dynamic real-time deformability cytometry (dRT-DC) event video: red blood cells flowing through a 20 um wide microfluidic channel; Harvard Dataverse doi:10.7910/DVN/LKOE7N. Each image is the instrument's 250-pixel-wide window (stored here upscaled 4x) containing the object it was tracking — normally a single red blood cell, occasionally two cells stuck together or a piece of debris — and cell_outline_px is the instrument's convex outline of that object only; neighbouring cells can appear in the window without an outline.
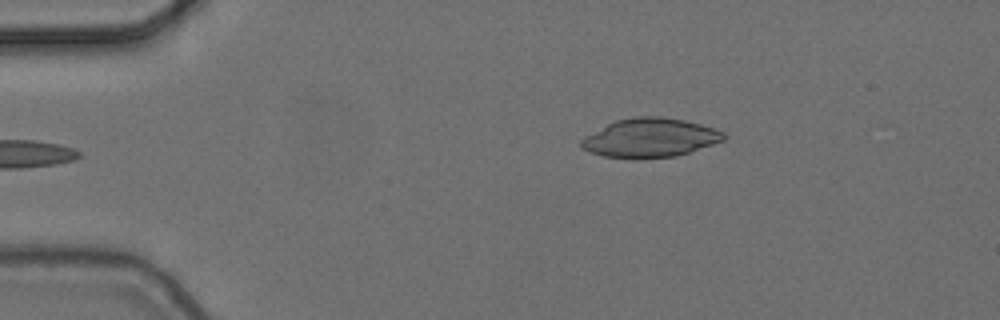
{"species": "common noctule bat (a hibernating species)", "species_latin": "Nyctalus noctula", "temperature_condition": "cold", "stored_images_in_passage": 4, "camera_frame_rate_fps": 3000, "um_per_image_px": 0.085, "animal": {"sex": "female", "body_mass_g": 24.6, "forearm_length_mm": 56.2}, "frame": {"image": 1, "passage_image": 4, "time_ms": 1.0, "image_size_px": [1000, 320], "cell_outline_px": [[728, 136], [724, 140], [676, 156], [636, 160], [604, 156], [580, 148], [580, 140], [584, 136], [616, 120], [636, 116], [660, 116], [684, 120], [716, 128], [724, 132]], "centroid_in_image_um": [55.25, 11.72], "position_along_channel_um": 29.8, "area_um2": 32.6}}